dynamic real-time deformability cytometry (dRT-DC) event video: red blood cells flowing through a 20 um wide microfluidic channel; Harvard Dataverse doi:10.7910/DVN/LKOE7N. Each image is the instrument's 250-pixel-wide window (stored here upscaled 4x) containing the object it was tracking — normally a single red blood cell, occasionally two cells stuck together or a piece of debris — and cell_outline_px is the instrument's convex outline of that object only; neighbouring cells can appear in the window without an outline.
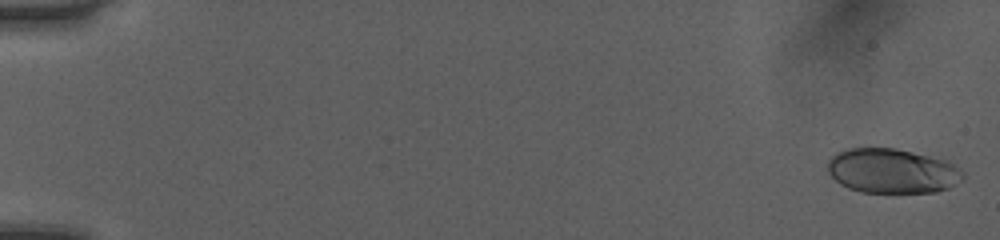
{"species": "human", "species_latin": "Homo sapiens", "temperature_condition": "room temperature", "stored_images_in_passage": 51, "camera_frame_rate_fps": 3000, "um_per_image_px": 0.085, "donor": {"sex": "female"}, "frame": {"image": 1, "passage_image": 1, "time_ms": 0.0, "image_size_px": [1000, 240], "cell_outline_px": [[964, 176], [960, 180], [948, 188], [936, 192], [864, 192], [848, 188], [840, 184], [828, 172], [828, 160], [836, 152], [848, 148], [896, 148], [944, 160], [960, 168], [964, 172]], "centroid_in_image_um": [75.81, 14.53], "position_along_channel_um": 9.2, "area_um2": 34.97}}
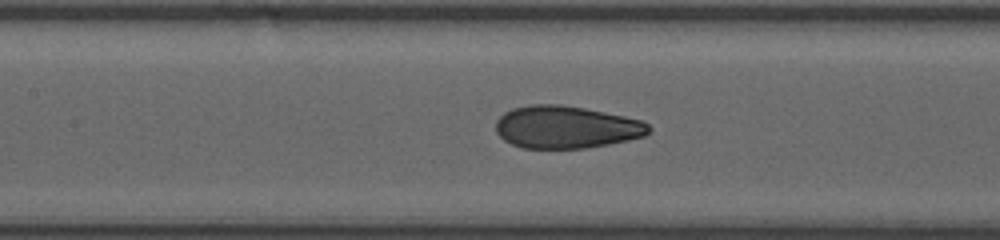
{"frame": {"image": 2, "passage_image": 25, "time_ms": 8.0, "image_size_px": [1000, 240], "cell_outline_px": [[652, 128], [644, 136], [628, 140], [608, 144], [584, 148], [524, 148], [512, 144], [504, 140], [496, 132], [496, 120], [504, 112], [512, 108], [532, 104], [560, 104], [584, 108], [624, 116], [640, 120], [648, 124]], "centroid_in_image_um": [48.1, 10.8], "position_along_channel_um": 159.3, "area_um2": 37.8}}
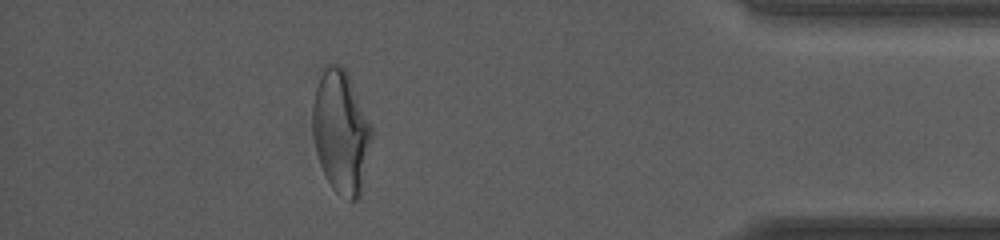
{"frame": {"image": 3, "passage_image": 46, "time_ms": 15.0, "image_size_px": [1000, 240], "cell_outline_px": [[372, 136], [360, 196], [356, 200], [348, 200], [336, 192], [332, 188], [320, 164], [316, 152], [312, 132], [312, 104], [316, 84], [320, 68], [324, 64], [340, 64], [344, 68], [372, 124]], "centroid_in_image_um": [28.95, 11.15], "position_along_channel_um": 406.2, "area_um2": 42.54}, "authors_computed_cell_mechanics": {"area_um2": 37.859, "velocity_mm_per_s": 4.0808, "shape_relaxation_time_tau1_ms": 5.2295, "shape_relaxation_time_tau2_ms": 0.6345, "deformation_change_tau1": 0.1874, "deformation_change_tau2": 0.0554}}